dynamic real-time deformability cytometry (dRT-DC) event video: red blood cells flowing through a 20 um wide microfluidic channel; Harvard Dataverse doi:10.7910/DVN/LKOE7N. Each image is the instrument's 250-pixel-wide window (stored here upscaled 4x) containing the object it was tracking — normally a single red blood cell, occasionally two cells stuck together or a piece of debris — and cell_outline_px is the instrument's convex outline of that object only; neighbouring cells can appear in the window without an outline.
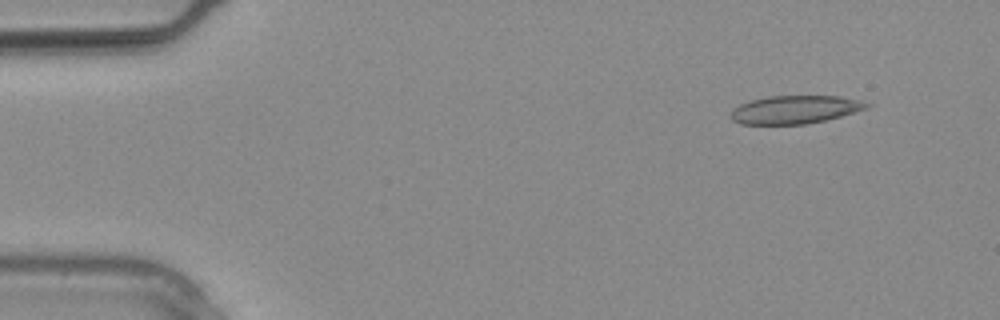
{"species": "common noctule bat (a hibernating species)", "species_latin": "Nyctalus noctula", "temperature_condition": "warm", "stored_images_in_passage": 2, "camera_frame_rate_fps": 3000, "um_per_image_px": 0.085, "animal": {"sex": "male", "body_mass_g": 20.4}, "frame": {"image": 1, "passage_image": 1, "time_ms": 0.0, "image_size_px": [1000, 320], "cell_outline_px": [[872, 104], [868, 108], [840, 116], [824, 120], [804, 124], [740, 124], [732, 120], [728, 116], [732, 108], [748, 100], [768, 96], [840, 96], [860, 100]], "centroid_in_image_um": [67.52, 9.31], "position_along_channel_um": 17.5, "area_um2": 22.43}}